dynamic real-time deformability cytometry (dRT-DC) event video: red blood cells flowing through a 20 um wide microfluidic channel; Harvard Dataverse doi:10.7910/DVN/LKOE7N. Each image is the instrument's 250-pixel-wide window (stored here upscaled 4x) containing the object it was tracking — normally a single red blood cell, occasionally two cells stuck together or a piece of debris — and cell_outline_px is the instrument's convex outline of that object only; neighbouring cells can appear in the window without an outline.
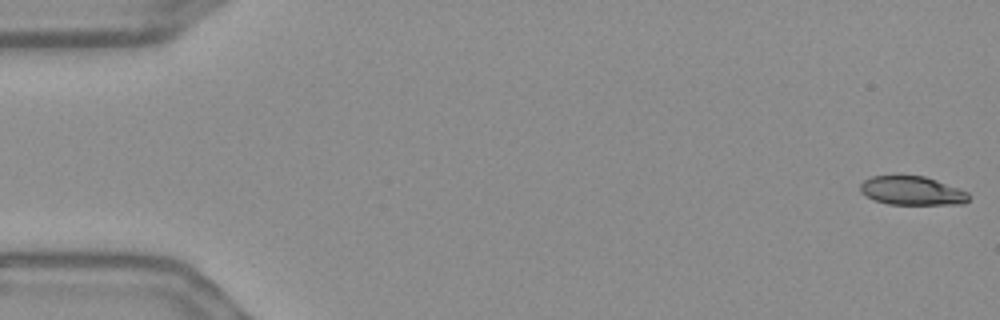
{"species": "Egyptian fruit bat (a non-hibernating species)", "species_latin": "Rousettus aegyptiacus", "temperature_condition": "warm", "stored_images_in_passage": 56, "camera_frame_rate_fps": 3000, "um_per_image_px": 0.085, "frame": {"image": 1, "passage_image": 1, "time_ms": 0.0, "image_size_px": [1000, 320], "cell_outline_px": [[968, 200], [964, 204], [888, 204], [872, 200], [860, 192], [860, 184], [864, 180], [872, 176], [924, 176], [960, 188], [968, 192]], "centroid_in_image_um": [77.5, 16.22], "position_along_channel_um": 7.5, "area_um2": 18.21}}
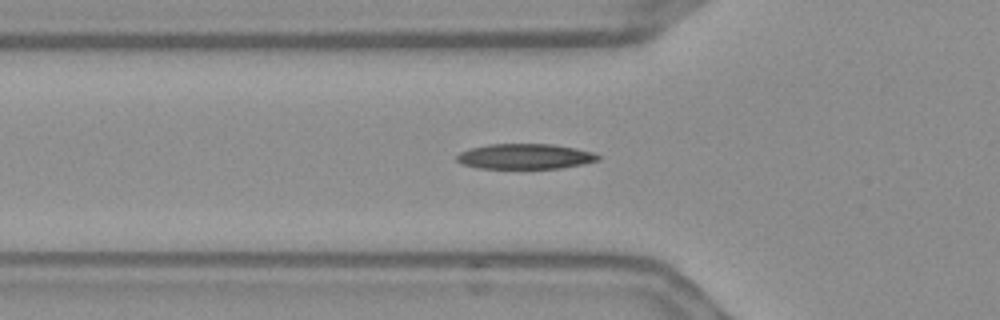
{"frame": {"image": 2, "passage_image": 19, "time_ms": 6.0, "image_size_px": [1000, 320], "cell_outline_px": [[600, 160], [584, 164], [560, 168], [480, 168], [460, 164], [456, 160], [456, 156], [460, 152], [472, 148], [488, 144], [552, 144], [576, 148], [592, 152], [600, 156]], "centroid_in_image_um": [44.64, 13.29], "position_along_channel_um": 81.2, "area_um2": 20.81}}
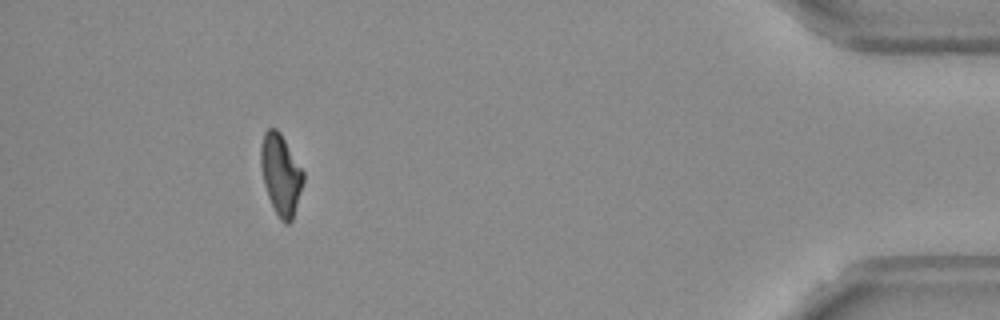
{"frame": {"image": 3, "passage_image": 51, "time_ms": 16.667, "image_size_px": [1000, 320], "cell_outline_px": [[304, 180], [292, 220], [288, 224], [284, 224], [280, 220], [268, 196], [264, 184], [260, 164], [260, 148], [264, 132], [268, 128], [276, 128], [280, 132], [304, 172]], "centroid_in_image_um": [23.86, 14.82], "position_along_channel_um": 411.3, "area_um2": 19.88}, "authors_computed_cell_mechanics": {"area_um2": 20.23, "velocity_mm_per_s": 3.651, "shape_relaxation_time_tau1_ms": null, "shape_relaxation_time_tau2_ms": 5.4842, "deformation_change_tau1": null, "deformation_change_tau2": 0.1251}}